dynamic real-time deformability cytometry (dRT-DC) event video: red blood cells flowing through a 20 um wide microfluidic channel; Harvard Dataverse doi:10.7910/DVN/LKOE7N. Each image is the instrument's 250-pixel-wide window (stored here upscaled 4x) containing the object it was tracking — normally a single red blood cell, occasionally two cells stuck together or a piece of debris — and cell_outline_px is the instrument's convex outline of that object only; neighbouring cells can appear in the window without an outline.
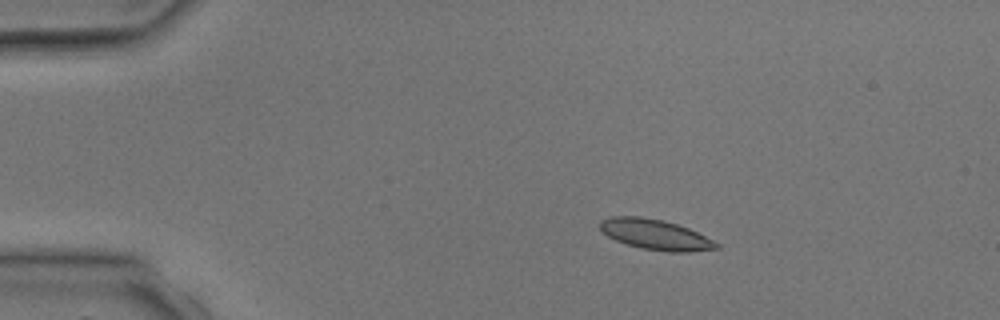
{"species": "common noctule bat (a hibernating species)", "species_latin": "Nyctalus noctula", "temperature_condition": "room temperature", "stored_images_in_passage": 2, "camera_frame_rate_fps": 3000, "um_per_image_px": 0.085, "animal": {"sex": "male", "body_mass_g": 17.9, "forearm_length_mm": 54.2}, "frame": {"image": 1, "passage_image": 1, "time_ms": 0.0, "image_size_px": [1000, 320], "cell_outline_px": [[720, 248], [688, 252], [668, 252], [640, 248], [616, 240], [608, 236], [600, 228], [600, 220], [608, 216], [640, 216], [664, 220], [688, 228], [720, 244]], "centroid_in_image_um": [55.7, 19.93], "position_along_channel_um": 29.3, "area_um2": 20.52}}
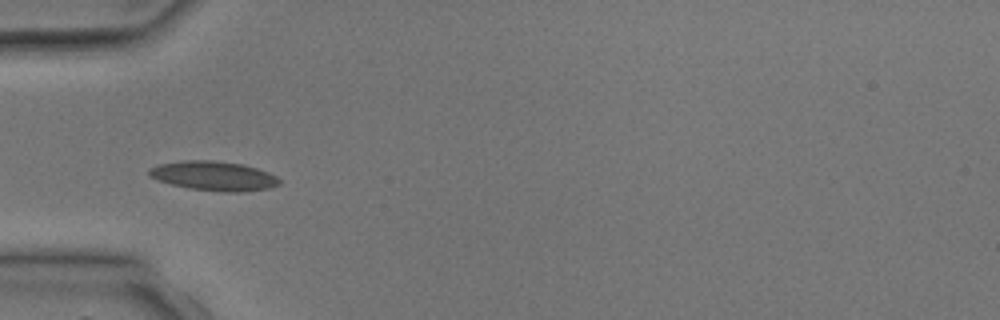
{"frame": {"image": 2, "passage_image": 2, "time_ms": 2.0, "image_size_px": [1000, 320], "cell_outline_px": [[280, 184], [272, 188], [240, 192], [224, 192], [192, 188], [172, 184], [148, 176], [148, 168], [156, 164], [184, 160], [212, 160], [240, 164], [256, 168], [268, 172], [276, 176], [280, 180]], "centroid_in_image_um": [18.17, 14.94], "position_along_channel_um": 66.8, "area_um2": 22.25}}